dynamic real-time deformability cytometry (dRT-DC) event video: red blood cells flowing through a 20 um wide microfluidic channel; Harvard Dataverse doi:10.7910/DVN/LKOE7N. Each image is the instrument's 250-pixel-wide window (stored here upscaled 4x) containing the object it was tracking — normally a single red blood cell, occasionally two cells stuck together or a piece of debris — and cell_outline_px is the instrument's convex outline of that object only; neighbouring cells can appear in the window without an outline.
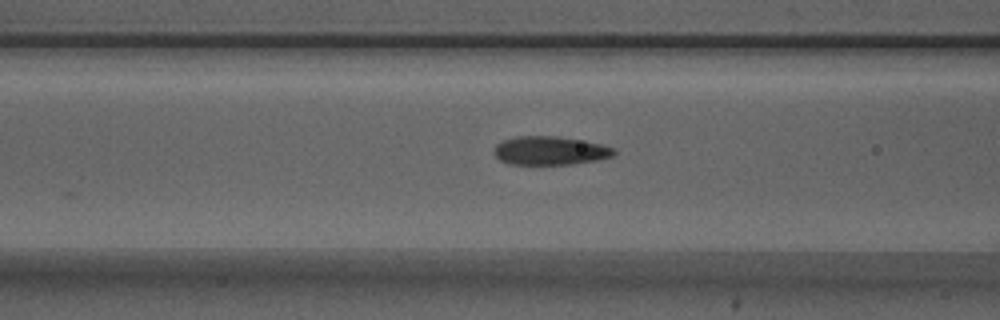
{"species": "Egyptian fruit bat (a non-hibernating species)", "species_latin": "Rousettus aegyptiacus", "temperature_condition": "warm", "stored_images_in_passage": 11, "camera_frame_rate_fps": 3000, "um_per_image_px": 0.085, "animal": {"sex": "male"}, "frame": {"image": 1, "passage_image": 9, "time_ms": 2.667, "image_size_px": [1000, 320], "cell_outline_px": [[616, 152], [612, 156], [596, 160], [572, 164], [508, 164], [500, 160], [492, 152], [496, 144], [504, 140], [516, 136], [556, 136], [600, 144], [612, 148]], "centroid_in_image_um": [46.69, 12.81], "position_along_channel_um": 119.9, "area_um2": 19.77}}